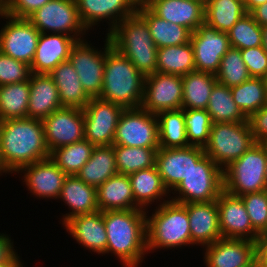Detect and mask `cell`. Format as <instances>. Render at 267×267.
<instances>
[{"label": "cell", "mask_w": 267, "mask_h": 267, "mask_svg": "<svg viewBox=\"0 0 267 267\" xmlns=\"http://www.w3.org/2000/svg\"><path fill=\"white\" fill-rule=\"evenodd\" d=\"M50 0H7L3 12L11 17L28 18Z\"/></svg>", "instance_id": "obj_48"}, {"label": "cell", "mask_w": 267, "mask_h": 267, "mask_svg": "<svg viewBox=\"0 0 267 267\" xmlns=\"http://www.w3.org/2000/svg\"><path fill=\"white\" fill-rule=\"evenodd\" d=\"M159 18L188 28L192 33L204 24L205 4L193 0H144Z\"/></svg>", "instance_id": "obj_25"}, {"label": "cell", "mask_w": 267, "mask_h": 267, "mask_svg": "<svg viewBox=\"0 0 267 267\" xmlns=\"http://www.w3.org/2000/svg\"><path fill=\"white\" fill-rule=\"evenodd\" d=\"M253 228L260 233L267 224V190L240 196Z\"/></svg>", "instance_id": "obj_45"}, {"label": "cell", "mask_w": 267, "mask_h": 267, "mask_svg": "<svg viewBox=\"0 0 267 267\" xmlns=\"http://www.w3.org/2000/svg\"><path fill=\"white\" fill-rule=\"evenodd\" d=\"M136 12L146 21L157 48L190 42L192 32L188 28L159 18L143 2L138 3Z\"/></svg>", "instance_id": "obj_31"}, {"label": "cell", "mask_w": 267, "mask_h": 267, "mask_svg": "<svg viewBox=\"0 0 267 267\" xmlns=\"http://www.w3.org/2000/svg\"><path fill=\"white\" fill-rule=\"evenodd\" d=\"M3 174H9L5 168L3 167V163H2V160H1V157H0V176L3 175Z\"/></svg>", "instance_id": "obj_57"}, {"label": "cell", "mask_w": 267, "mask_h": 267, "mask_svg": "<svg viewBox=\"0 0 267 267\" xmlns=\"http://www.w3.org/2000/svg\"><path fill=\"white\" fill-rule=\"evenodd\" d=\"M227 34L231 47L239 50L262 46V27L250 13L241 17Z\"/></svg>", "instance_id": "obj_43"}, {"label": "cell", "mask_w": 267, "mask_h": 267, "mask_svg": "<svg viewBox=\"0 0 267 267\" xmlns=\"http://www.w3.org/2000/svg\"><path fill=\"white\" fill-rule=\"evenodd\" d=\"M27 19L40 33L69 35L77 41L84 40L88 34L80 20L75 0H50Z\"/></svg>", "instance_id": "obj_9"}, {"label": "cell", "mask_w": 267, "mask_h": 267, "mask_svg": "<svg viewBox=\"0 0 267 267\" xmlns=\"http://www.w3.org/2000/svg\"><path fill=\"white\" fill-rule=\"evenodd\" d=\"M250 14L261 27L267 26V2L255 7Z\"/></svg>", "instance_id": "obj_52"}, {"label": "cell", "mask_w": 267, "mask_h": 267, "mask_svg": "<svg viewBox=\"0 0 267 267\" xmlns=\"http://www.w3.org/2000/svg\"><path fill=\"white\" fill-rule=\"evenodd\" d=\"M113 145L160 148L157 115L141 107L124 109L116 127Z\"/></svg>", "instance_id": "obj_10"}, {"label": "cell", "mask_w": 267, "mask_h": 267, "mask_svg": "<svg viewBox=\"0 0 267 267\" xmlns=\"http://www.w3.org/2000/svg\"><path fill=\"white\" fill-rule=\"evenodd\" d=\"M189 146L204 148L210 137L212 120L204 109H183Z\"/></svg>", "instance_id": "obj_44"}, {"label": "cell", "mask_w": 267, "mask_h": 267, "mask_svg": "<svg viewBox=\"0 0 267 267\" xmlns=\"http://www.w3.org/2000/svg\"><path fill=\"white\" fill-rule=\"evenodd\" d=\"M107 232V249L122 267H138L147 251L146 210L103 211Z\"/></svg>", "instance_id": "obj_2"}, {"label": "cell", "mask_w": 267, "mask_h": 267, "mask_svg": "<svg viewBox=\"0 0 267 267\" xmlns=\"http://www.w3.org/2000/svg\"><path fill=\"white\" fill-rule=\"evenodd\" d=\"M206 110L212 123H236L248 120L234 102L231 89L219 82H216L212 89Z\"/></svg>", "instance_id": "obj_37"}, {"label": "cell", "mask_w": 267, "mask_h": 267, "mask_svg": "<svg viewBox=\"0 0 267 267\" xmlns=\"http://www.w3.org/2000/svg\"><path fill=\"white\" fill-rule=\"evenodd\" d=\"M267 0H244L245 9L250 13L258 5L264 4Z\"/></svg>", "instance_id": "obj_53"}, {"label": "cell", "mask_w": 267, "mask_h": 267, "mask_svg": "<svg viewBox=\"0 0 267 267\" xmlns=\"http://www.w3.org/2000/svg\"><path fill=\"white\" fill-rule=\"evenodd\" d=\"M119 174L129 175L155 166L159 148L128 147L113 145Z\"/></svg>", "instance_id": "obj_40"}, {"label": "cell", "mask_w": 267, "mask_h": 267, "mask_svg": "<svg viewBox=\"0 0 267 267\" xmlns=\"http://www.w3.org/2000/svg\"><path fill=\"white\" fill-rule=\"evenodd\" d=\"M29 86L28 118L42 120L62 108L57 86L48 74L31 73Z\"/></svg>", "instance_id": "obj_27"}, {"label": "cell", "mask_w": 267, "mask_h": 267, "mask_svg": "<svg viewBox=\"0 0 267 267\" xmlns=\"http://www.w3.org/2000/svg\"><path fill=\"white\" fill-rule=\"evenodd\" d=\"M216 204L222 238L246 239L255 242L259 233L253 228L240 196L231 195L223 190Z\"/></svg>", "instance_id": "obj_20"}, {"label": "cell", "mask_w": 267, "mask_h": 267, "mask_svg": "<svg viewBox=\"0 0 267 267\" xmlns=\"http://www.w3.org/2000/svg\"><path fill=\"white\" fill-rule=\"evenodd\" d=\"M94 147V144L84 138L81 141L55 149L50 157L64 173L76 175L91 158Z\"/></svg>", "instance_id": "obj_41"}, {"label": "cell", "mask_w": 267, "mask_h": 267, "mask_svg": "<svg viewBox=\"0 0 267 267\" xmlns=\"http://www.w3.org/2000/svg\"><path fill=\"white\" fill-rule=\"evenodd\" d=\"M196 71L191 42L158 48L156 72L183 76Z\"/></svg>", "instance_id": "obj_35"}, {"label": "cell", "mask_w": 267, "mask_h": 267, "mask_svg": "<svg viewBox=\"0 0 267 267\" xmlns=\"http://www.w3.org/2000/svg\"><path fill=\"white\" fill-rule=\"evenodd\" d=\"M0 157L10 174L50 157L41 119L18 118L0 121Z\"/></svg>", "instance_id": "obj_1"}, {"label": "cell", "mask_w": 267, "mask_h": 267, "mask_svg": "<svg viewBox=\"0 0 267 267\" xmlns=\"http://www.w3.org/2000/svg\"><path fill=\"white\" fill-rule=\"evenodd\" d=\"M14 241L10 235L0 233V264L1 263H22L17 250L14 249Z\"/></svg>", "instance_id": "obj_50"}, {"label": "cell", "mask_w": 267, "mask_h": 267, "mask_svg": "<svg viewBox=\"0 0 267 267\" xmlns=\"http://www.w3.org/2000/svg\"><path fill=\"white\" fill-rule=\"evenodd\" d=\"M266 156L260 142L223 170V190L234 196L266 190Z\"/></svg>", "instance_id": "obj_6"}, {"label": "cell", "mask_w": 267, "mask_h": 267, "mask_svg": "<svg viewBox=\"0 0 267 267\" xmlns=\"http://www.w3.org/2000/svg\"><path fill=\"white\" fill-rule=\"evenodd\" d=\"M55 82L62 107L83 109L90 97L83 90L80 78L69 60L59 63L49 74Z\"/></svg>", "instance_id": "obj_30"}, {"label": "cell", "mask_w": 267, "mask_h": 267, "mask_svg": "<svg viewBox=\"0 0 267 267\" xmlns=\"http://www.w3.org/2000/svg\"><path fill=\"white\" fill-rule=\"evenodd\" d=\"M59 199L68 206V213L62 215V225L71 217L90 214L99 210L96 187L83 182L76 175H68L62 186Z\"/></svg>", "instance_id": "obj_26"}, {"label": "cell", "mask_w": 267, "mask_h": 267, "mask_svg": "<svg viewBox=\"0 0 267 267\" xmlns=\"http://www.w3.org/2000/svg\"><path fill=\"white\" fill-rule=\"evenodd\" d=\"M264 83H265V89H266V96H267V74L266 76L263 78Z\"/></svg>", "instance_id": "obj_61"}, {"label": "cell", "mask_w": 267, "mask_h": 267, "mask_svg": "<svg viewBox=\"0 0 267 267\" xmlns=\"http://www.w3.org/2000/svg\"><path fill=\"white\" fill-rule=\"evenodd\" d=\"M195 69L216 75L223 55L231 47L228 34L201 24L192 34Z\"/></svg>", "instance_id": "obj_16"}, {"label": "cell", "mask_w": 267, "mask_h": 267, "mask_svg": "<svg viewBox=\"0 0 267 267\" xmlns=\"http://www.w3.org/2000/svg\"><path fill=\"white\" fill-rule=\"evenodd\" d=\"M259 235H267V224L265 228L259 233Z\"/></svg>", "instance_id": "obj_60"}, {"label": "cell", "mask_w": 267, "mask_h": 267, "mask_svg": "<svg viewBox=\"0 0 267 267\" xmlns=\"http://www.w3.org/2000/svg\"><path fill=\"white\" fill-rule=\"evenodd\" d=\"M248 122L255 142L267 140V105L253 113Z\"/></svg>", "instance_id": "obj_49"}, {"label": "cell", "mask_w": 267, "mask_h": 267, "mask_svg": "<svg viewBox=\"0 0 267 267\" xmlns=\"http://www.w3.org/2000/svg\"><path fill=\"white\" fill-rule=\"evenodd\" d=\"M63 226L68 234L85 249L102 256L106 252L107 232L103 211L73 216Z\"/></svg>", "instance_id": "obj_22"}, {"label": "cell", "mask_w": 267, "mask_h": 267, "mask_svg": "<svg viewBox=\"0 0 267 267\" xmlns=\"http://www.w3.org/2000/svg\"><path fill=\"white\" fill-rule=\"evenodd\" d=\"M217 78L212 73L193 71L182 76V109H204Z\"/></svg>", "instance_id": "obj_33"}, {"label": "cell", "mask_w": 267, "mask_h": 267, "mask_svg": "<svg viewBox=\"0 0 267 267\" xmlns=\"http://www.w3.org/2000/svg\"><path fill=\"white\" fill-rule=\"evenodd\" d=\"M23 263H1L0 267H21Z\"/></svg>", "instance_id": "obj_56"}, {"label": "cell", "mask_w": 267, "mask_h": 267, "mask_svg": "<svg viewBox=\"0 0 267 267\" xmlns=\"http://www.w3.org/2000/svg\"><path fill=\"white\" fill-rule=\"evenodd\" d=\"M125 108L100 98H91L83 108L84 138L95 146L113 145L116 127Z\"/></svg>", "instance_id": "obj_13"}, {"label": "cell", "mask_w": 267, "mask_h": 267, "mask_svg": "<svg viewBox=\"0 0 267 267\" xmlns=\"http://www.w3.org/2000/svg\"><path fill=\"white\" fill-rule=\"evenodd\" d=\"M154 208L156 209L150 216L146 210L148 253L157 249L190 247L191 235L186 204L169 200Z\"/></svg>", "instance_id": "obj_5"}, {"label": "cell", "mask_w": 267, "mask_h": 267, "mask_svg": "<svg viewBox=\"0 0 267 267\" xmlns=\"http://www.w3.org/2000/svg\"><path fill=\"white\" fill-rule=\"evenodd\" d=\"M262 47L267 54V26L262 27Z\"/></svg>", "instance_id": "obj_54"}, {"label": "cell", "mask_w": 267, "mask_h": 267, "mask_svg": "<svg viewBox=\"0 0 267 267\" xmlns=\"http://www.w3.org/2000/svg\"><path fill=\"white\" fill-rule=\"evenodd\" d=\"M6 23L0 30V52L31 65L38 45L39 30L27 18L11 17L0 11Z\"/></svg>", "instance_id": "obj_12"}, {"label": "cell", "mask_w": 267, "mask_h": 267, "mask_svg": "<svg viewBox=\"0 0 267 267\" xmlns=\"http://www.w3.org/2000/svg\"><path fill=\"white\" fill-rule=\"evenodd\" d=\"M145 76L113 46L106 52L103 85L98 98L127 108L141 107Z\"/></svg>", "instance_id": "obj_3"}, {"label": "cell", "mask_w": 267, "mask_h": 267, "mask_svg": "<svg viewBox=\"0 0 267 267\" xmlns=\"http://www.w3.org/2000/svg\"><path fill=\"white\" fill-rule=\"evenodd\" d=\"M128 176L131 182L134 201L141 209H149L148 207H151L154 202L156 204L159 202L158 206L170 200L171 194L163 185L156 166L142 169Z\"/></svg>", "instance_id": "obj_28"}, {"label": "cell", "mask_w": 267, "mask_h": 267, "mask_svg": "<svg viewBox=\"0 0 267 267\" xmlns=\"http://www.w3.org/2000/svg\"><path fill=\"white\" fill-rule=\"evenodd\" d=\"M108 36L112 46L141 74L147 76L156 72L158 48L146 21L137 12L119 22Z\"/></svg>", "instance_id": "obj_4"}, {"label": "cell", "mask_w": 267, "mask_h": 267, "mask_svg": "<svg viewBox=\"0 0 267 267\" xmlns=\"http://www.w3.org/2000/svg\"><path fill=\"white\" fill-rule=\"evenodd\" d=\"M255 143L248 120L236 123H213L204 152L224 170Z\"/></svg>", "instance_id": "obj_7"}, {"label": "cell", "mask_w": 267, "mask_h": 267, "mask_svg": "<svg viewBox=\"0 0 267 267\" xmlns=\"http://www.w3.org/2000/svg\"><path fill=\"white\" fill-rule=\"evenodd\" d=\"M118 174L113 145L95 146L91 158L76 176L88 185L99 187L107 179Z\"/></svg>", "instance_id": "obj_32"}, {"label": "cell", "mask_w": 267, "mask_h": 267, "mask_svg": "<svg viewBox=\"0 0 267 267\" xmlns=\"http://www.w3.org/2000/svg\"><path fill=\"white\" fill-rule=\"evenodd\" d=\"M19 173L31 195L37 199L48 198V200L59 199L65 178L68 176L51 157L26 165L17 172Z\"/></svg>", "instance_id": "obj_18"}, {"label": "cell", "mask_w": 267, "mask_h": 267, "mask_svg": "<svg viewBox=\"0 0 267 267\" xmlns=\"http://www.w3.org/2000/svg\"><path fill=\"white\" fill-rule=\"evenodd\" d=\"M222 191L223 170L205 154L193 164L187 177L172 192L174 196H170V200L181 204L210 202L217 200Z\"/></svg>", "instance_id": "obj_8"}, {"label": "cell", "mask_w": 267, "mask_h": 267, "mask_svg": "<svg viewBox=\"0 0 267 267\" xmlns=\"http://www.w3.org/2000/svg\"><path fill=\"white\" fill-rule=\"evenodd\" d=\"M240 51L250 76L264 78L267 74V54L263 47H252Z\"/></svg>", "instance_id": "obj_47"}, {"label": "cell", "mask_w": 267, "mask_h": 267, "mask_svg": "<svg viewBox=\"0 0 267 267\" xmlns=\"http://www.w3.org/2000/svg\"><path fill=\"white\" fill-rule=\"evenodd\" d=\"M77 40L69 35L40 33L31 73L49 74L59 63L69 60L70 52Z\"/></svg>", "instance_id": "obj_24"}, {"label": "cell", "mask_w": 267, "mask_h": 267, "mask_svg": "<svg viewBox=\"0 0 267 267\" xmlns=\"http://www.w3.org/2000/svg\"><path fill=\"white\" fill-rule=\"evenodd\" d=\"M157 118L160 148H182L189 146L183 109L159 112Z\"/></svg>", "instance_id": "obj_38"}, {"label": "cell", "mask_w": 267, "mask_h": 267, "mask_svg": "<svg viewBox=\"0 0 267 267\" xmlns=\"http://www.w3.org/2000/svg\"><path fill=\"white\" fill-rule=\"evenodd\" d=\"M215 77L217 82L229 88L240 85L251 78L238 48L230 47L223 55Z\"/></svg>", "instance_id": "obj_42"}, {"label": "cell", "mask_w": 267, "mask_h": 267, "mask_svg": "<svg viewBox=\"0 0 267 267\" xmlns=\"http://www.w3.org/2000/svg\"><path fill=\"white\" fill-rule=\"evenodd\" d=\"M183 83L178 75L155 72L145 76L141 108L152 114L182 109Z\"/></svg>", "instance_id": "obj_14"}, {"label": "cell", "mask_w": 267, "mask_h": 267, "mask_svg": "<svg viewBox=\"0 0 267 267\" xmlns=\"http://www.w3.org/2000/svg\"><path fill=\"white\" fill-rule=\"evenodd\" d=\"M99 211L141 209L134 201L128 175L115 174L96 188Z\"/></svg>", "instance_id": "obj_29"}, {"label": "cell", "mask_w": 267, "mask_h": 267, "mask_svg": "<svg viewBox=\"0 0 267 267\" xmlns=\"http://www.w3.org/2000/svg\"><path fill=\"white\" fill-rule=\"evenodd\" d=\"M29 80L0 85V121L28 118Z\"/></svg>", "instance_id": "obj_36"}, {"label": "cell", "mask_w": 267, "mask_h": 267, "mask_svg": "<svg viewBox=\"0 0 267 267\" xmlns=\"http://www.w3.org/2000/svg\"><path fill=\"white\" fill-rule=\"evenodd\" d=\"M230 89L234 102L247 118L267 105L263 78L251 77L242 84Z\"/></svg>", "instance_id": "obj_39"}, {"label": "cell", "mask_w": 267, "mask_h": 267, "mask_svg": "<svg viewBox=\"0 0 267 267\" xmlns=\"http://www.w3.org/2000/svg\"><path fill=\"white\" fill-rule=\"evenodd\" d=\"M193 1H198V2H201V3H206L207 2V0H193Z\"/></svg>", "instance_id": "obj_62"}, {"label": "cell", "mask_w": 267, "mask_h": 267, "mask_svg": "<svg viewBox=\"0 0 267 267\" xmlns=\"http://www.w3.org/2000/svg\"><path fill=\"white\" fill-rule=\"evenodd\" d=\"M7 4V0H0V11H3Z\"/></svg>", "instance_id": "obj_58"}, {"label": "cell", "mask_w": 267, "mask_h": 267, "mask_svg": "<svg viewBox=\"0 0 267 267\" xmlns=\"http://www.w3.org/2000/svg\"><path fill=\"white\" fill-rule=\"evenodd\" d=\"M82 24L89 31L101 21L109 24L107 35L123 19L134 14L138 0H75Z\"/></svg>", "instance_id": "obj_19"}, {"label": "cell", "mask_w": 267, "mask_h": 267, "mask_svg": "<svg viewBox=\"0 0 267 267\" xmlns=\"http://www.w3.org/2000/svg\"><path fill=\"white\" fill-rule=\"evenodd\" d=\"M105 38L103 51L92 46L85 38L77 41L70 52L69 61L80 78L83 90L90 98L99 97L102 90L106 52L112 46L107 34Z\"/></svg>", "instance_id": "obj_11"}, {"label": "cell", "mask_w": 267, "mask_h": 267, "mask_svg": "<svg viewBox=\"0 0 267 267\" xmlns=\"http://www.w3.org/2000/svg\"><path fill=\"white\" fill-rule=\"evenodd\" d=\"M246 13L244 0H207L204 23L227 33Z\"/></svg>", "instance_id": "obj_34"}, {"label": "cell", "mask_w": 267, "mask_h": 267, "mask_svg": "<svg viewBox=\"0 0 267 267\" xmlns=\"http://www.w3.org/2000/svg\"><path fill=\"white\" fill-rule=\"evenodd\" d=\"M265 150V156H266V177H265V184H266V190H267V140H264L260 142Z\"/></svg>", "instance_id": "obj_55"}, {"label": "cell", "mask_w": 267, "mask_h": 267, "mask_svg": "<svg viewBox=\"0 0 267 267\" xmlns=\"http://www.w3.org/2000/svg\"><path fill=\"white\" fill-rule=\"evenodd\" d=\"M246 267H259L257 260L255 259L250 265Z\"/></svg>", "instance_id": "obj_59"}, {"label": "cell", "mask_w": 267, "mask_h": 267, "mask_svg": "<svg viewBox=\"0 0 267 267\" xmlns=\"http://www.w3.org/2000/svg\"><path fill=\"white\" fill-rule=\"evenodd\" d=\"M206 267H246L255 260V242L220 238L203 247Z\"/></svg>", "instance_id": "obj_21"}, {"label": "cell", "mask_w": 267, "mask_h": 267, "mask_svg": "<svg viewBox=\"0 0 267 267\" xmlns=\"http://www.w3.org/2000/svg\"><path fill=\"white\" fill-rule=\"evenodd\" d=\"M30 66L0 52V85L29 80Z\"/></svg>", "instance_id": "obj_46"}, {"label": "cell", "mask_w": 267, "mask_h": 267, "mask_svg": "<svg viewBox=\"0 0 267 267\" xmlns=\"http://www.w3.org/2000/svg\"><path fill=\"white\" fill-rule=\"evenodd\" d=\"M204 155V148L197 146L157 150L155 166L169 193L173 192L187 177L193 164H196Z\"/></svg>", "instance_id": "obj_17"}, {"label": "cell", "mask_w": 267, "mask_h": 267, "mask_svg": "<svg viewBox=\"0 0 267 267\" xmlns=\"http://www.w3.org/2000/svg\"><path fill=\"white\" fill-rule=\"evenodd\" d=\"M255 259L259 267H267V235H258L256 238Z\"/></svg>", "instance_id": "obj_51"}, {"label": "cell", "mask_w": 267, "mask_h": 267, "mask_svg": "<svg viewBox=\"0 0 267 267\" xmlns=\"http://www.w3.org/2000/svg\"><path fill=\"white\" fill-rule=\"evenodd\" d=\"M186 209L190 225L191 246L198 245L203 248L222 238L216 200L187 203Z\"/></svg>", "instance_id": "obj_23"}, {"label": "cell", "mask_w": 267, "mask_h": 267, "mask_svg": "<svg viewBox=\"0 0 267 267\" xmlns=\"http://www.w3.org/2000/svg\"><path fill=\"white\" fill-rule=\"evenodd\" d=\"M42 123L50 154L55 149L84 139L83 109L62 107L43 118Z\"/></svg>", "instance_id": "obj_15"}]
</instances>
